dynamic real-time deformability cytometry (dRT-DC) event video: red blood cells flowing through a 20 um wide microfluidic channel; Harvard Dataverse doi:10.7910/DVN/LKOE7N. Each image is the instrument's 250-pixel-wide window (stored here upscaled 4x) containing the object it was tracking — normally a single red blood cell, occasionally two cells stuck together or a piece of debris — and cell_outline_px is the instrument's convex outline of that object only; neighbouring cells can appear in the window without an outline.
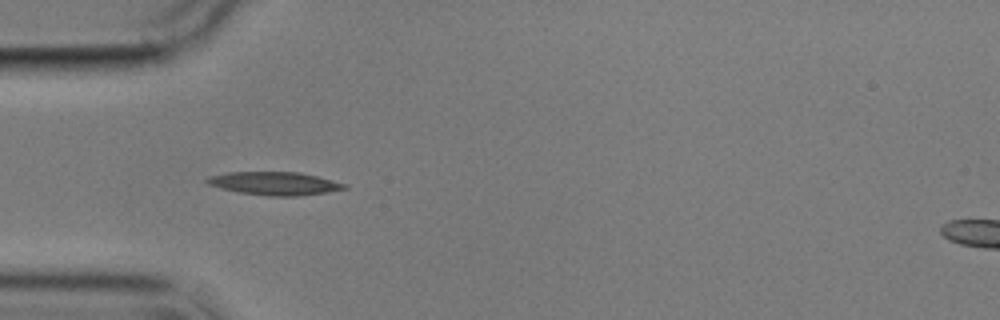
{"species": "common noctule bat (a hibernating species)", "species_latin": "Nyctalus noctula", "temperature_condition": "cold", "stored_images_in_passage": 8, "camera_frame_rate_fps": 3000, "um_per_image_px": 0.085, "animal": {"sex": "male", "body_mass_g": 17.9}, "frame": {"image": 1, "passage_image": 2, "time_ms": 4.333, "image_size_px": [1000, 320], "cell_outline_px": [[348, 188], [328, 192], [296, 196], [268, 196], [240, 192], [208, 184], [204, 180], [208, 176], [228, 172], [300, 172], [348, 184]], "centroid_in_image_um": [23.37, 15.59], "position_along_channel_um": 61.6, "area_um2": 18.44}}
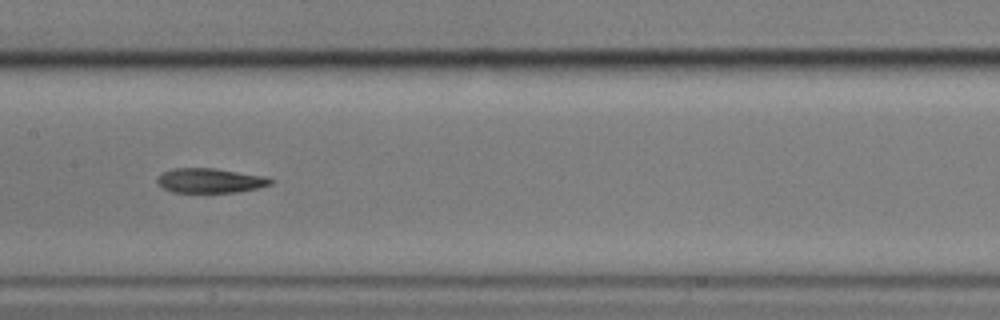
{"frame": {"image": 2, "passage_image": 5, "time_ms": 8.0, "image_size_px": [1000, 320], "cell_outline_px": [[276, 180], [272, 184], [260, 188], [236, 192], [172, 192], [164, 188], [156, 180], [164, 172], [176, 168], [212, 168], [268, 176]], "centroid_in_image_um": [17.96, 15.35], "position_along_channel_um": 189.4, "area_um2": 16.24}}
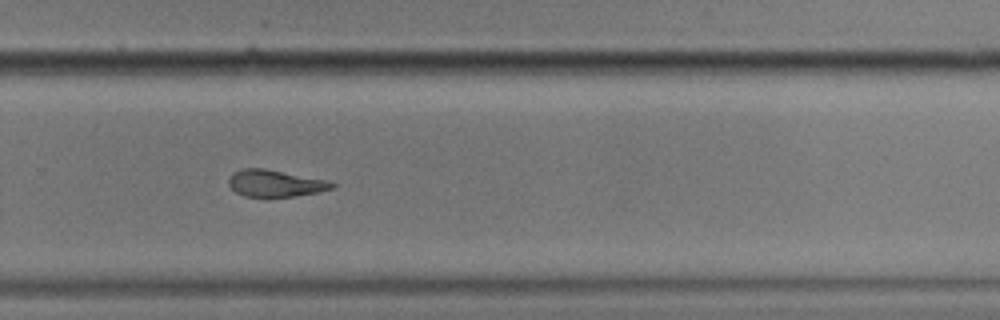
{"frame": {"image": 3, "passage_image": 8, "time_ms": 11.333, "image_size_px": [1000, 320], "cell_outline_px": [[336, 184], [332, 188], [316, 192], [296, 196], [264, 200], [244, 196], [236, 192], [228, 184], [228, 176], [232, 172], [240, 168], [264, 168], [328, 180]], "centroid_in_image_um": [23.32, 15.61], "position_along_channel_um": 306.5, "area_um2": 16.88}}